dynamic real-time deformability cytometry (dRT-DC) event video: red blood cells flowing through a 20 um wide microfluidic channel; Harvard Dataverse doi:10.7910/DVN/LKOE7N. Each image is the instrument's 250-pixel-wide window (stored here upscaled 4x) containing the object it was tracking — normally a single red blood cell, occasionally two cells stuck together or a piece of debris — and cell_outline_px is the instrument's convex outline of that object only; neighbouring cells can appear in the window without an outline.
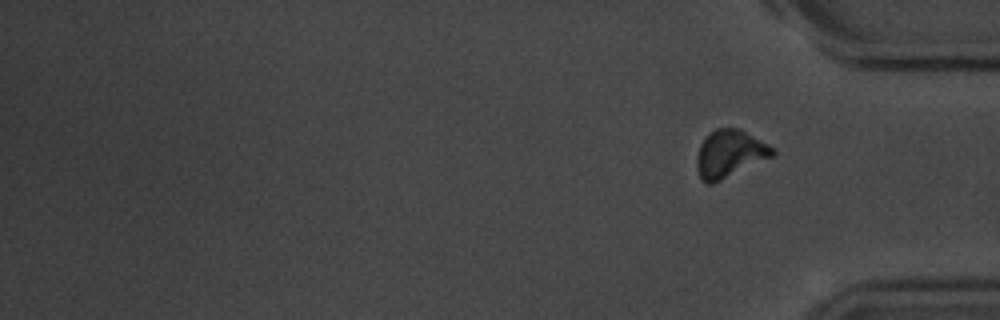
{"species": "common noctule bat (a hibernating species)", "species_latin": "Nyctalus noctula", "temperature_condition": "room temperature", "stored_images_in_passage": 16, "segment_of_instrument_passage": [2, 2], "camera_frame_rate_fps": 3000, "um_per_image_px": 0.085, "animal": {"sex": "male", "body_mass_g": 20.1, "forearm_length_mm": 53.5}, "frame": {"image": 1, "passage_image": 16, "time_ms": 19.0, "image_size_px": [1000, 320], "cell_outline_px": [[776, 152], [772, 156], [712, 184], [708, 184], [700, 176], [696, 168], [696, 156], [700, 144], [704, 136], [716, 128], [740, 128], [776, 148]], "centroid_in_image_um": [62.01, 13.03], "position_along_channel_um": 373.2, "area_um2": 20.92}}